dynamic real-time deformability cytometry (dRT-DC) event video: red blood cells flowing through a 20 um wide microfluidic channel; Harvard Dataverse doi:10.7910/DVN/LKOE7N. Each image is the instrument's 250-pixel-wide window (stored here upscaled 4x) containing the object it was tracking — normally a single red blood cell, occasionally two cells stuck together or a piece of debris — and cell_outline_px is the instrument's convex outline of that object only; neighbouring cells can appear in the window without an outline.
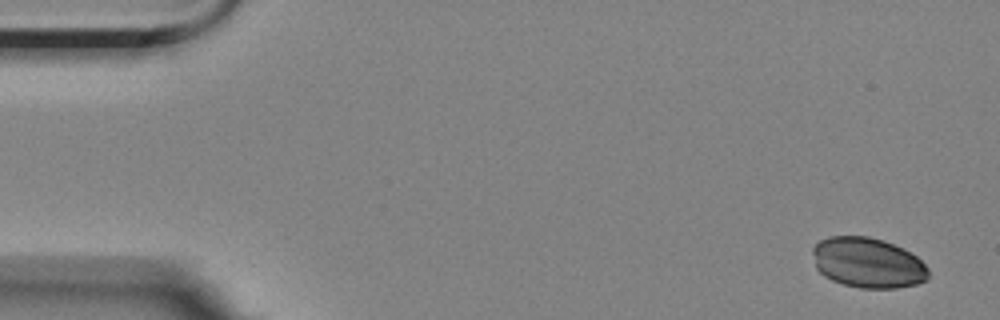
{"species": "Egyptian fruit bat (a non-hibernating species)", "species_latin": "Rousettus aegyptiacus", "temperature_condition": "room temperature", "stored_images_in_passage": 6, "segment_of_instrument_passage": [1, 2], "camera_frame_rate_fps": 3000, "um_per_image_px": 0.085, "animal": {"sex": "female"}, "frame": {"image": 1, "passage_image": 1, "time_ms": 0.0, "image_size_px": [1000, 320], "cell_outline_px": [[928, 280], [916, 284], [896, 288], [860, 288], [844, 284], [832, 280], [824, 276], [816, 268], [812, 252], [812, 248], [820, 240], [828, 236], [868, 236], [884, 240], [904, 248], [916, 256], [928, 268]], "centroid_in_image_um": [73.76, 22.33], "position_along_channel_um": 11.2, "area_um2": 34.1}}